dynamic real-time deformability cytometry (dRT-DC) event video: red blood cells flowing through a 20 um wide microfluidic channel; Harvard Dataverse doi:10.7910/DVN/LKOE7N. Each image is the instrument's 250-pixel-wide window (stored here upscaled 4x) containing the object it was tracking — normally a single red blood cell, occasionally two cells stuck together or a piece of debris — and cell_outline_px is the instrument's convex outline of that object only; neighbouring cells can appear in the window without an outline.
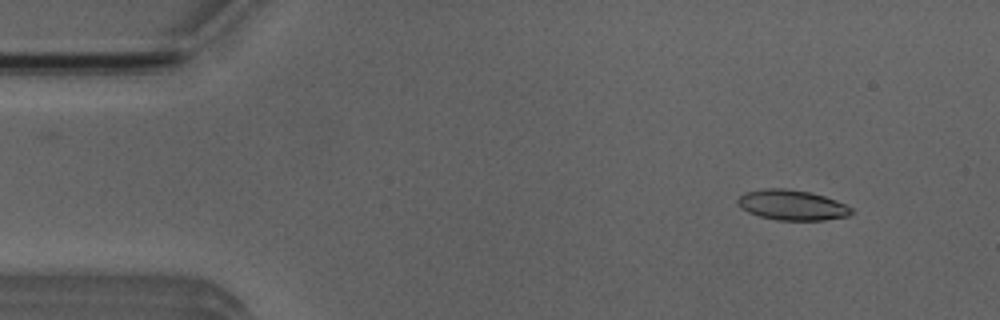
{"species": "Egyptian fruit bat (a non-hibernating species)", "species_latin": "Rousettus aegyptiacus", "temperature_condition": "room temperature", "stored_images_in_passage": 4, "camera_frame_rate_fps": 3000, "um_per_image_px": 0.085, "animal": {"sex": "male"}, "frame": {"image": 1, "passage_image": 1, "time_ms": 0.0, "image_size_px": [1000, 320], "cell_outline_px": [[852, 212], [848, 216], [824, 220], [776, 220], [760, 216], [748, 212], [740, 208], [736, 204], [736, 200], [744, 192], [764, 188], [784, 188], [808, 192], [824, 196], [836, 200], [852, 208]], "centroid_in_image_um": [67.27, 17.43], "position_along_channel_um": 17.7, "area_um2": 20.06}}